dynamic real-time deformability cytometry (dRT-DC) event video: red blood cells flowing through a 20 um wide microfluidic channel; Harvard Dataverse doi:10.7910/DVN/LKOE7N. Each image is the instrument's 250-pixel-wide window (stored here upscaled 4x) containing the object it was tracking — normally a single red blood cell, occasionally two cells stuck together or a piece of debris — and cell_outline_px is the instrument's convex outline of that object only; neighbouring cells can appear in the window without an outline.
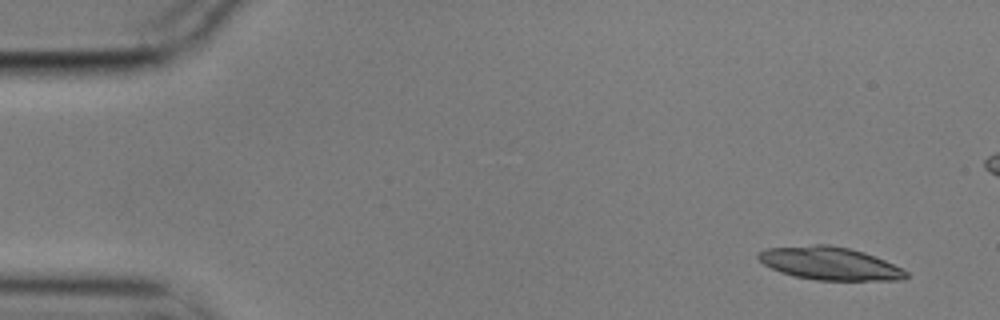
{"species": "common noctule bat (a hibernating species)", "species_latin": "Nyctalus noctula", "temperature_condition": "cold", "stored_images_in_passage": 9, "segment_of_instrument_passage": [1, 2], "camera_frame_rate_fps": 3000, "um_per_image_px": 0.085, "animal": {"sex": "male", "body_mass_g": 17.9}, "frame": {"image": 1, "passage_image": 1, "time_ms": 0.0, "image_size_px": [1000, 320], "cell_outline_px": [[908, 276], [904, 280], [816, 280], [796, 276], [780, 272], [764, 264], [756, 256], [756, 252], [768, 248], [812, 244], [828, 244], [848, 248], [864, 252], [884, 260], [908, 272]], "centroid_in_image_um": [70.5, 22.38], "position_along_channel_um": 14.5, "area_um2": 28.26}}